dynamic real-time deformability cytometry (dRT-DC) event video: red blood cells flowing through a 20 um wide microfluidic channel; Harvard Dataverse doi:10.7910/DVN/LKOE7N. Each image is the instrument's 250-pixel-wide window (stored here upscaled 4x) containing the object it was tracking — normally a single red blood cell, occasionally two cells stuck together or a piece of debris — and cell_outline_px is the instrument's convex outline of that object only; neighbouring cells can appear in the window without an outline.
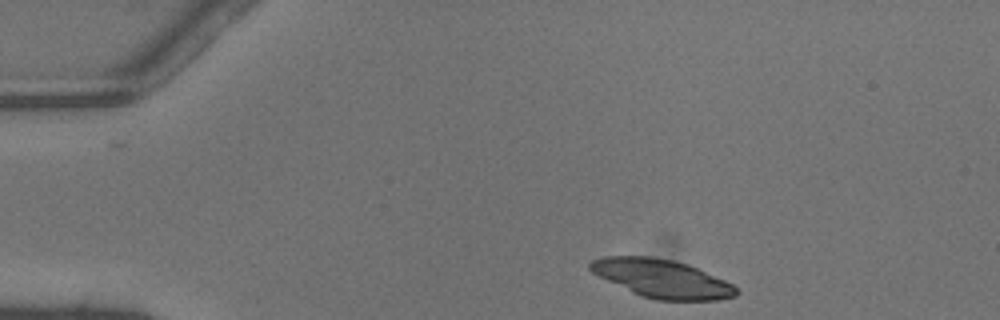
{"species": "common noctule bat (a hibernating species)", "species_latin": "Nyctalus noctula", "temperature_condition": "warm", "stored_images_in_passage": 38, "camera_frame_rate_fps": 3000, "um_per_image_px": 0.085, "animal": {"sex": "male", "body_mass_g": 13.3}, "frame": {"image": 1, "passage_image": 1, "time_ms": 0.0, "image_size_px": [1000, 320], "cell_outline_px": [[740, 292], [736, 296], [716, 300], [656, 300], [640, 296], [592, 272], [588, 268], [588, 264], [592, 260], [604, 256], [652, 256], [672, 260], [688, 264], [724, 280], [732, 284]], "centroid_in_image_um": [56.26, 23.67], "position_along_channel_um": 28.7, "area_um2": 32.37}}